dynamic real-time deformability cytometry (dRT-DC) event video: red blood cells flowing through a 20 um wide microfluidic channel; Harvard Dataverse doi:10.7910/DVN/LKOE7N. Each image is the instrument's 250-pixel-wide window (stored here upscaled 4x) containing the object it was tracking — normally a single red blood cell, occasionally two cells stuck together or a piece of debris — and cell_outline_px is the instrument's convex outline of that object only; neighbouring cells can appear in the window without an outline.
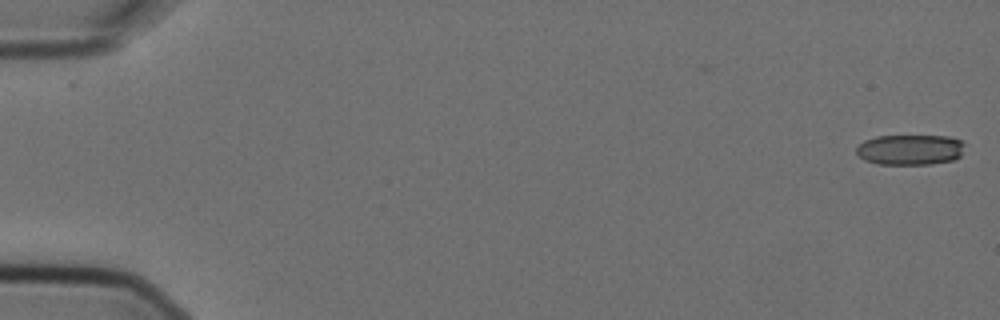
{"species": "Egyptian fruit bat (a non-hibernating species)", "species_latin": "Rousettus aegyptiacus", "temperature_condition": "cold", "stored_images_in_passage": 6, "camera_frame_rate_fps": 3000, "um_per_image_px": 0.085, "animal": {"sex": "female"}, "frame": {"image": 1, "passage_image": 1, "time_ms": 0.0, "image_size_px": [1000, 320], "cell_outline_px": [[964, 144], [960, 156], [956, 160], [932, 164], [876, 164], [864, 160], [856, 152], [856, 148], [864, 140], [876, 136], [948, 136], [960, 140]], "centroid_in_image_um": [77.36, 12.73], "position_along_channel_um": 7.6, "area_um2": 19.31}}
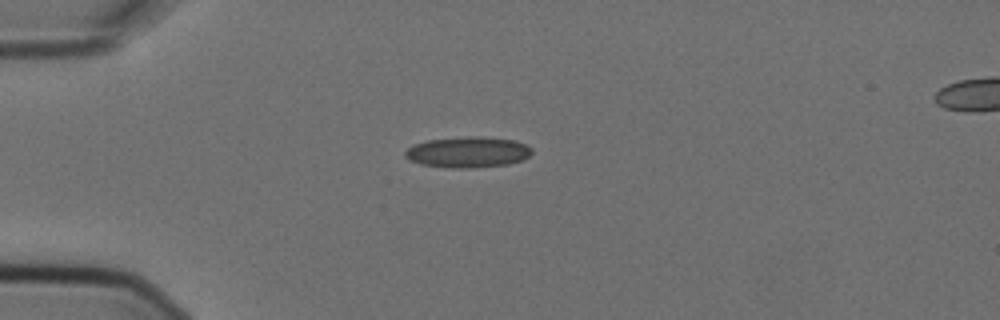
{"frame": {"image": 2, "passage_image": 5, "time_ms": 1.333, "image_size_px": [1000, 320], "cell_outline_px": [[532, 152], [528, 156], [520, 160], [508, 164], [472, 168], [452, 168], [420, 164], [408, 160], [404, 156], [404, 152], [412, 144], [428, 140], [468, 136], [480, 136], [512, 140], [524, 144], [532, 148]], "centroid_in_image_um": [39.71, 12.93], "position_along_channel_um": 45.3, "area_um2": 22.77}}